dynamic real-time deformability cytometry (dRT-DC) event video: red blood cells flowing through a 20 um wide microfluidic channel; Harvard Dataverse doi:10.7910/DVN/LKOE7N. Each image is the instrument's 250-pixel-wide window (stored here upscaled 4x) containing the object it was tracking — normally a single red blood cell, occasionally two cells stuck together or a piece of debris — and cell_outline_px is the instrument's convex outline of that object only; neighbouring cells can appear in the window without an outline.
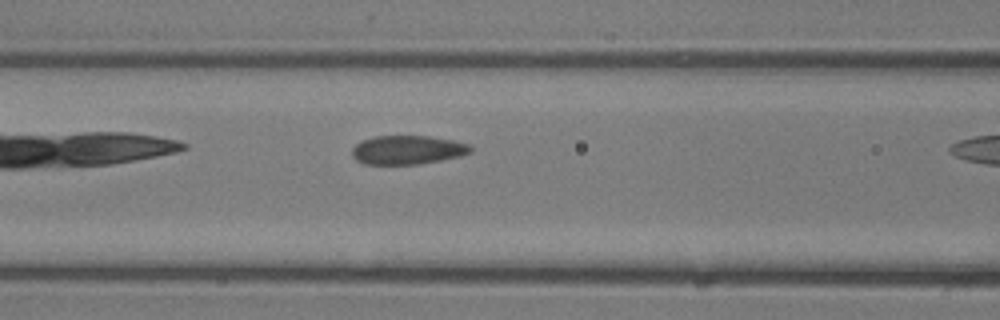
{"species": "common noctule bat (a hibernating species)", "species_latin": "Nyctalus noctula", "temperature_condition": "room temperature", "stored_images_in_passage": 8, "camera_frame_rate_fps": 3000, "um_per_image_px": 0.085, "animal": {"sex": "male", "body_mass_g": 13.3}, "frame": {"image": 1, "passage_image": 5, "time_ms": 1.333, "image_size_px": [1000, 320], "cell_outline_px": [[472, 152], [460, 156], [420, 164], [364, 164], [356, 160], [352, 156], [352, 148], [360, 140], [376, 136], [428, 136], [452, 140], [468, 144], [472, 148]], "centroid_in_image_um": [34.61, 12.74], "position_along_channel_um": 132.0, "area_um2": 19.94}}
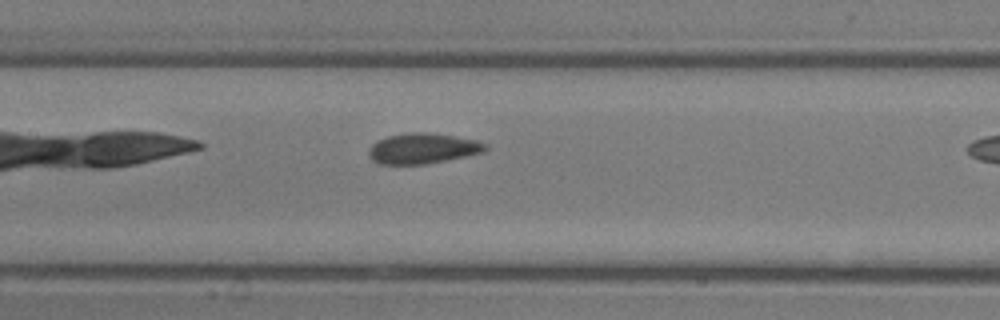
{"frame": {"image": 2, "passage_image": 7, "time_ms": 2.0, "image_size_px": [1000, 320], "cell_outline_px": [[488, 148], [484, 152], [424, 164], [376, 164], [368, 156], [368, 152], [372, 144], [388, 136], [412, 132], [428, 132], [476, 140], [488, 144]], "centroid_in_image_um": [35.92, 12.62], "position_along_channel_um": 171.5, "area_um2": 20.52}}